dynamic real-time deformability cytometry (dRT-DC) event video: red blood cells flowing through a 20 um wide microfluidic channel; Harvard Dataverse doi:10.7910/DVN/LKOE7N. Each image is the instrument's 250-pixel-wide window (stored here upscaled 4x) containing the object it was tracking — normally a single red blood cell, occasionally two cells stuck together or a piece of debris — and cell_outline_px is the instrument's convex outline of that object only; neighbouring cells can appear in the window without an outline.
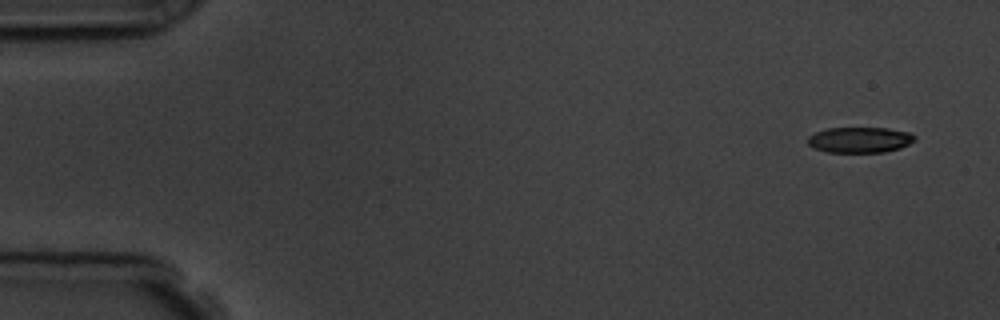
{"species": "common noctule bat (a hibernating species)", "species_latin": "Nyctalus noctula", "temperature_condition": "room temperature", "stored_images_in_passage": 4, "camera_frame_rate_fps": 3000, "um_per_image_px": 0.085, "animal": {"sex": "male", "body_mass_g": 19.5, "forearm_length_mm": 54.6}, "frame": {"image": 1, "passage_image": 1, "time_ms": 0.0, "image_size_px": [1000, 320], "cell_outline_px": [[916, 140], [900, 148], [884, 152], [828, 152], [812, 148], [808, 144], [808, 136], [816, 132], [828, 128], [888, 128], [912, 132], [916, 136]], "centroid_in_image_um": [73.11, 11.88], "position_along_channel_um": 11.9, "area_um2": 16.13}}
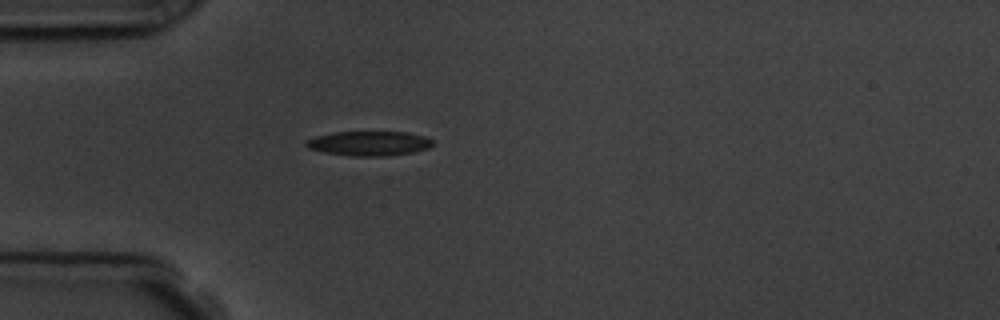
{"frame": {"image": 2, "passage_image": 4, "time_ms": 4.333, "image_size_px": [1000, 320], "cell_outline_px": [[432, 144], [428, 148], [412, 152], [388, 156], [352, 156], [324, 152], [308, 148], [304, 144], [304, 140], [316, 136], [332, 132], [408, 132], [424, 136], [432, 140]], "centroid_in_image_um": [31.33, 12.19], "position_along_channel_um": 53.7, "area_um2": 18.15}}